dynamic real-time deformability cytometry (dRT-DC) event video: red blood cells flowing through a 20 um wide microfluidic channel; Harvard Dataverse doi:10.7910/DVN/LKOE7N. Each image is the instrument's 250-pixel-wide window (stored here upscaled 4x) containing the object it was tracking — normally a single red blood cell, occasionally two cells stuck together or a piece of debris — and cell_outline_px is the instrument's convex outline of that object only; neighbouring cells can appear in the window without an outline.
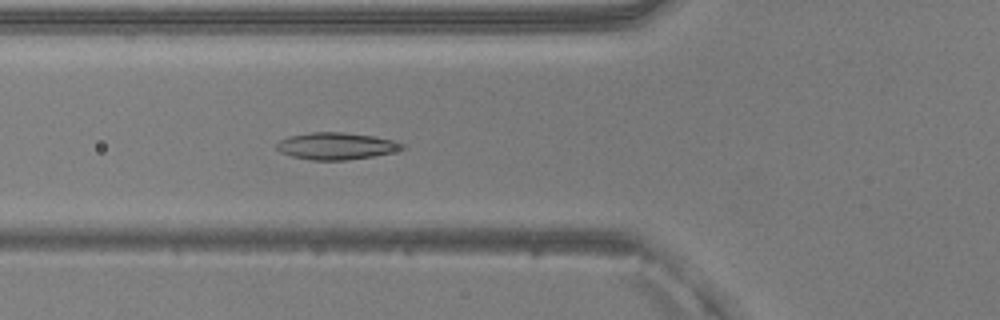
{"species": "common noctule bat (a hibernating species)", "species_latin": "Nyctalus noctula", "temperature_condition": "warm", "stored_images_in_passage": 47, "camera_frame_rate_fps": 3000, "um_per_image_px": 0.085, "animal": {"sex": "male", "body_mass_g": 20.5, "forearm_length_mm": 52.5}, "frame": {"image": 1, "passage_image": 18, "time_ms": 5.667, "image_size_px": [1000, 320], "cell_outline_px": [[408, 148], [392, 152], [372, 156], [344, 160], [312, 160], [292, 156], [280, 152], [276, 148], [276, 144], [280, 140], [288, 136], [312, 132], [344, 132], [372, 136], [392, 140], [404, 144]], "centroid_in_image_um": [28.57, 12.41], "position_along_channel_um": 97.2, "area_um2": 19.65}}
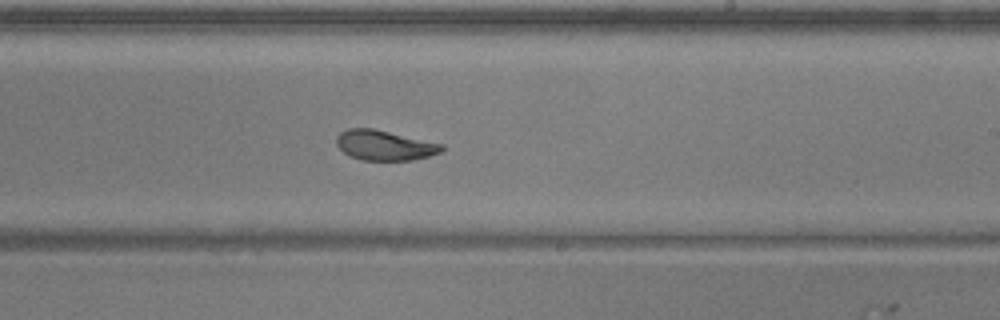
{"frame": {"image": 2, "passage_image": 30, "time_ms": 9.667, "image_size_px": [1000, 320], "cell_outline_px": [[444, 148], [440, 152], [428, 156], [412, 160], [360, 160], [344, 152], [336, 144], [336, 136], [340, 132], [348, 128], [372, 128], [444, 144]], "centroid_in_image_um": [32.68, 12.34], "position_along_channel_um": 256.3, "area_um2": 18.32}}
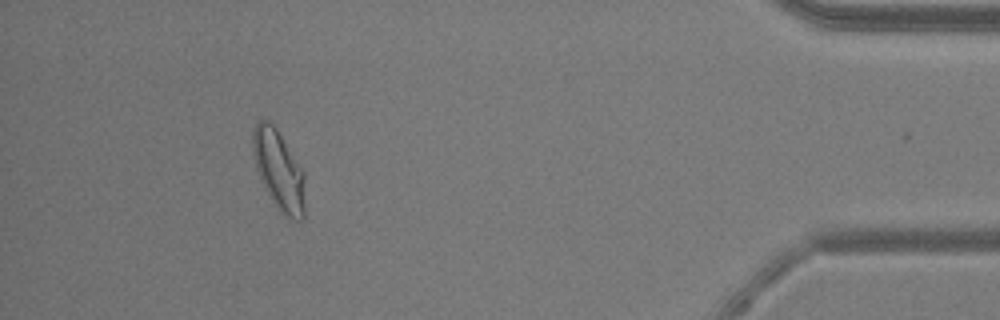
{"frame": {"image": 3, "passage_image": 46, "time_ms": 15.0, "image_size_px": [1000, 320], "cell_outline_px": [[304, 216], [300, 220], [292, 220], [280, 212], [268, 192], [256, 168], [252, 152], [252, 132], [256, 120], [268, 120], [276, 128], [304, 172]], "centroid_in_image_um": [23.69, 14.44], "position_along_channel_um": 411.5, "area_um2": 23.93}, "authors_computed_cell_mechanics": {"area_um2": 19.8254, "velocity_mm_per_s": 3.9698, "shape_relaxation_time_tau1_ms": 4.1118, "shape_relaxation_time_tau2_ms": 1.3819, "deformation_change_tau1": 0.1209, "deformation_change_tau2": 0.0611}}